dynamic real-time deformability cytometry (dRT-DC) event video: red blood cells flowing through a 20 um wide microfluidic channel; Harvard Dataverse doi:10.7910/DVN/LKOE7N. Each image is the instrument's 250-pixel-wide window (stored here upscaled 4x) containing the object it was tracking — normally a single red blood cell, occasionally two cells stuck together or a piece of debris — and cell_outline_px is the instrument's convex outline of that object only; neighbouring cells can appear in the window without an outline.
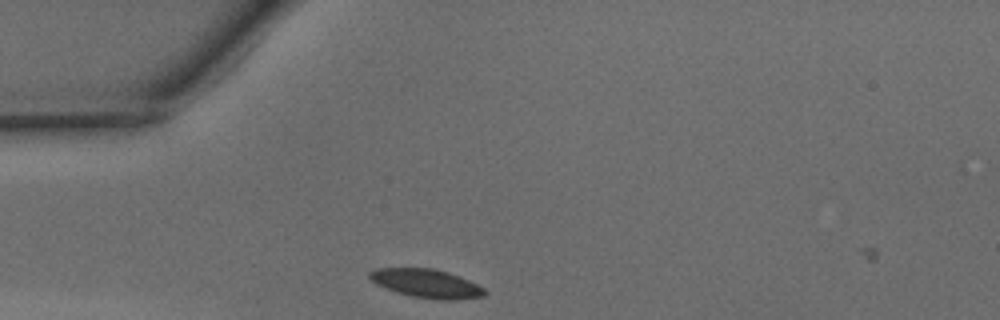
{"species": "common noctule bat (a hibernating species)", "species_latin": "Nyctalus noctula", "temperature_condition": "warm", "stored_images_in_passage": 26, "camera_frame_rate_fps": 3000, "um_per_image_px": 0.085, "animal": {"sex": "male", "body_mass_g": 15.6}, "frame": {"image": 1, "passage_image": 1, "time_ms": 0.0, "image_size_px": [1000, 320], "cell_outline_px": [[488, 292], [484, 296], [452, 300], [444, 300], [412, 296], [396, 292], [376, 284], [368, 276], [368, 272], [376, 268], [432, 268], [448, 272], [460, 276], [484, 288]], "centroid_in_image_um": [36.25, 24.08], "position_along_channel_um": 48.8, "area_um2": 19.13}}
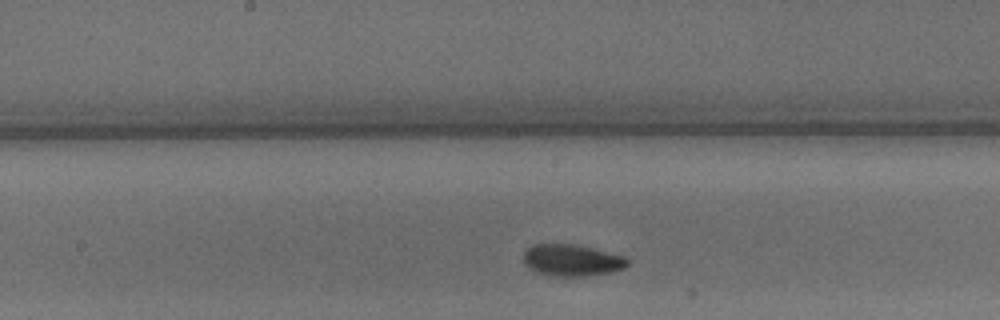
{"frame": {"image": 2, "passage_image": 13, "time_ms": 4.0, "image_size_px": [1000, 320], "cell_outline_px": [[628, 264], [624, 268], [612, 272], [588, 276], [552, 276], [536, 272], [528, 268], [524, 264], [524, 252], [532, 244], [572, 244], [592, 248], [624, 256], [628, 260]], "centroid_in_image_um": [48.59, 22.13], "position_along_channel_um": 199.6, "area_um2": 19.25}}
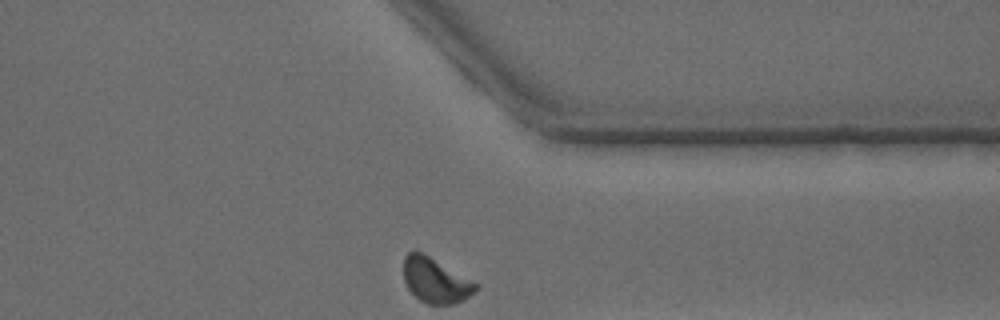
{"frame": {"image": 3, "passage_image": 26, "time_ms": 8.333, "image_size_px": [1000, 320], "cell_outline_px": [[480, 288], [476, 292], [452, 304], [428, 304], [420, 300], [408, 288], [404, 280], [404, 256], [408, 252], [420, 252], [428, 256], [480, 284]], "centroid_in_image_um": [37.04, 23.84], "position_along_channel_um": 374.4, "area_um2": 18.61}, "authors_computed_cell_mechanics": {"area_um2": 19.0451, "velocity_mm_per_s": 4.0999, "shape_relaxation_time_tau1_ms": 5.1804, "shape_relaxation_time_tau2_ms": 4.0072, "deformation_change_tau1": 0.1268, "deformation_change_tau2": 0.078}}